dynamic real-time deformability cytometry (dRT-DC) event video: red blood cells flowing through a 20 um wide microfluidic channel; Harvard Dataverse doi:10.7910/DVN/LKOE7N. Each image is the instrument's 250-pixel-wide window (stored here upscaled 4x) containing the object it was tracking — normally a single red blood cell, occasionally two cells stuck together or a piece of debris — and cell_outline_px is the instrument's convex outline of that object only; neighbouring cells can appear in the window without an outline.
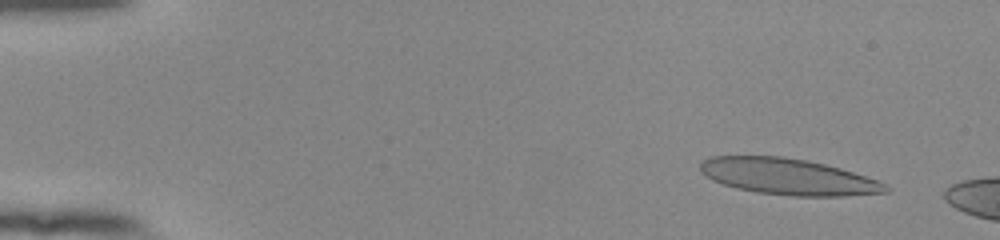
{"species": "human", "species_latin": "Homo sapiens", "temperature_condition": "room temperature", "stored_images_in_passage": 52, "camera_frame_rate_fps": 3000, "um_per_image_px": 0.085, "donor": {"sex": "female"}, "frame": {"image": 1, "passage_image": 5, "time_ms": 1.333, "image_size_px": [1000, 240], "cell_outline_px": [[892, 188], [888, 192], [840, 196], [792, 196], [756, 192], [736, 188], [712, 180], [704, 176], [700, 172], [700, 164], [704, 160], [712, 156], [784, 156], [824, 164], [840, 168], [876, 180]], "centroid_in_image_um": [66.95, 15.02], "position_along_channel_um": 18.0, "area_um2": 38.96}}
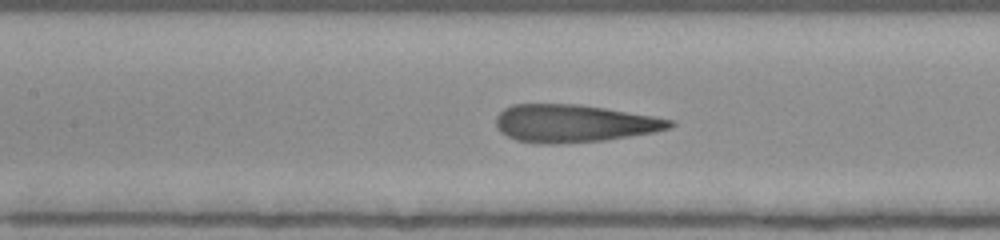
{"frame": {"image": 2, "passage_image": 25, "time_ms": 8.0, "image_size_px": [1000, 240], "cell_outline_px": [[676, 124], [672, 128], [652, 132], [604, 140], [556, 144], [540, 144], [516, 140], [500, 132], [496, 128], [496, 116], [504, 108], [512, 104], [580, 104], [676, 120]], "centroid_in_image_um": [48.76, 10.49], "position_along_channel_um": 158.6, "area_um2": 38.21}}
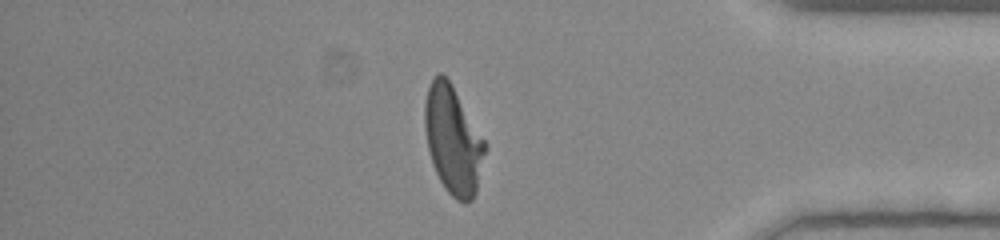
{"frame": {"image": 3, "passage_image": 45, "time_ms": 14.667, "image_size_px": [1000, 240], "cell_outline_px": [[488, 148], [476, 192], [472, 200], [464, 204], [456, 200], [444, 188], [432, 164], [428, 148], [424, 128], [424, 104], [428, 88], [432, 80], [440, 72], [452, 84], [488, 144]], "centroid_in_image_um": [38.53, 11.94], "position_along_channel_um": 396.7, "area_um2": 38.32}}